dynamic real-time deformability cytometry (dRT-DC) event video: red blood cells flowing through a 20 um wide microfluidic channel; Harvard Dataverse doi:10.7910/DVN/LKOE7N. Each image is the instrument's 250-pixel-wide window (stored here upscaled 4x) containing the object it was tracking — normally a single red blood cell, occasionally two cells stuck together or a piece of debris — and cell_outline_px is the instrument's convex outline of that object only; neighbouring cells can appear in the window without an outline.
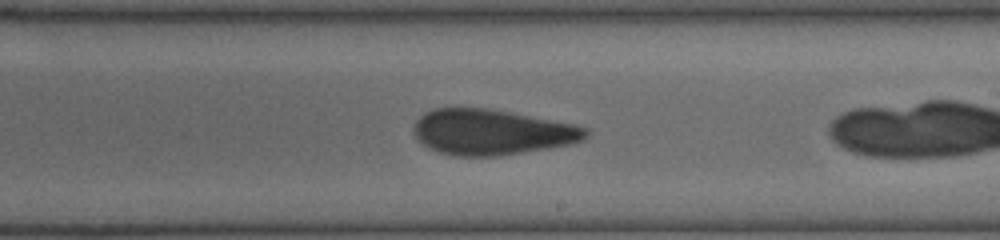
{"species": "human", "species_latin": "Homo sapiens", "temperature_condition": "cold", "stored_images_in_passage": 21, "camera_frame_rate_fps": 3000, "um_per_image_px": 0.085, "donor": {"sex": "female"}, "frame": {"image": 1, "passage_image": 11, "time_ms": 3.333, "image_size_px": [1000, 240], "cell_outline_px": [[588, 136], [584, 140], [572, 144], [548, 148], [496, 156], [456, 156], [440, 152], [428, 148], [412, 132], [412, 124], [424, 112], [432, 108], [488, 108], [576, 124], [588, 128]], "centroid_in_image_um": [41.8, 11.22], "position_along_channel_um": 247.2, "area_um2": 45.84}}
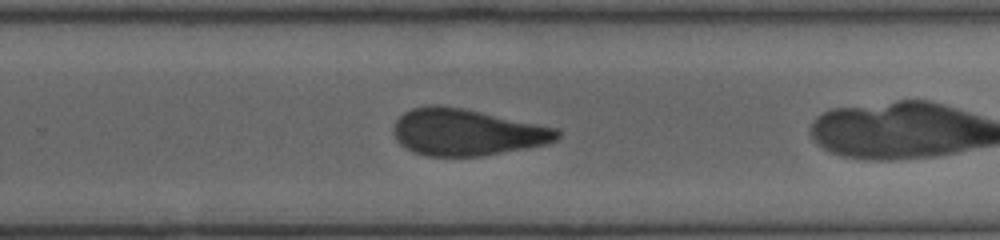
{"frame": {"image": 2, "passage_image": 14, "time_ms": 4.333, "image_size_px": [1000, 240], "cell_outline_px": [[560, 136], [556, 140], [548, 144], [528, 148], [480, 156], [428, 156], [416, 152], [400, 144], [396, 140], [392, 132], [392, 128], [396, 120], [404, 112], [412, 108], [432, 104], [436, 104], [464, 108], [560, 128]], "centroid_in_image_um": [39.7, 11.23], "position_along_channel_um": 290.1, "area_um2": 44.85}}
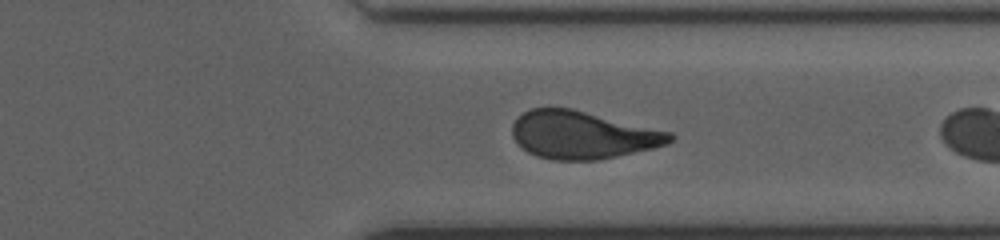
{"frame": {"image": 3, "passage_image": 19, "time_ms": 6.0, "image_size_px": [1000, 240], "cell_outline_px": [[676, 136], [668, 144], [652, 148], [616, 156], [596, 160], [552, 160], [536, 156], [528, 152], [512, 136], [512, 124], [524, 112], [532, 108], [572, 108], [672, 132]], "centroid_in_image_um": [49.53, 11.47], "position_along_channel_um": 361.9, "area_um2": 43.64}}